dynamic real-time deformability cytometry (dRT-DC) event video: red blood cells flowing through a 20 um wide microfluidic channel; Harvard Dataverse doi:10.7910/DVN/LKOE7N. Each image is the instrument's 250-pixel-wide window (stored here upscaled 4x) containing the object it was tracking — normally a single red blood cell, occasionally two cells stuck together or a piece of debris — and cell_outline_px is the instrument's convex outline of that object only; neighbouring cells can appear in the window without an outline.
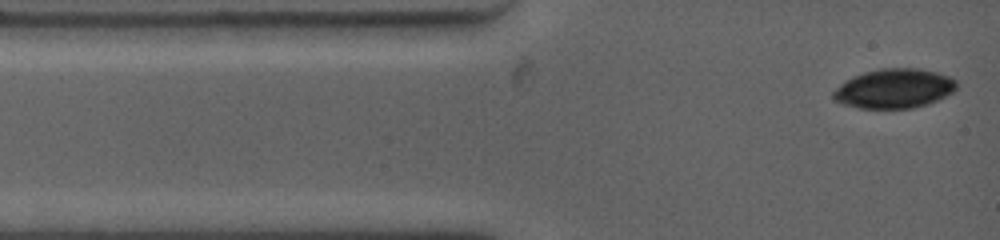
{"species": "common noctule bat (a hibernating species)", "species_latin": "Nyctalus noctula", "temperature_condition": "warm", "stored_images_in_passage": 3, "camera_frame_rate_fps": 4500, "um_per_image_px": 0.085, "animal": {"sex": "female", "body_mass_g": 19.0, "forearm_length_mm": 53.3}, "frame": {"image": 1, "passage_image": 1, "time_ms": 0.0, "image_size_px": [1000, 240], "cell_outline_px": [[956, 88], [952, 92], [928, 104], [912, 108], [860, 108], [844, 104], [832, 100], [832, 92], [844, 80], [852, 76], [864, 72], [880, 68], [920, 68], [936, 72], [948, 76], [956, 80]], "centroid_in_image_um": [75.96, 7.52], "position_along_channel_um": 9.0, "area_um2": 28.38}}